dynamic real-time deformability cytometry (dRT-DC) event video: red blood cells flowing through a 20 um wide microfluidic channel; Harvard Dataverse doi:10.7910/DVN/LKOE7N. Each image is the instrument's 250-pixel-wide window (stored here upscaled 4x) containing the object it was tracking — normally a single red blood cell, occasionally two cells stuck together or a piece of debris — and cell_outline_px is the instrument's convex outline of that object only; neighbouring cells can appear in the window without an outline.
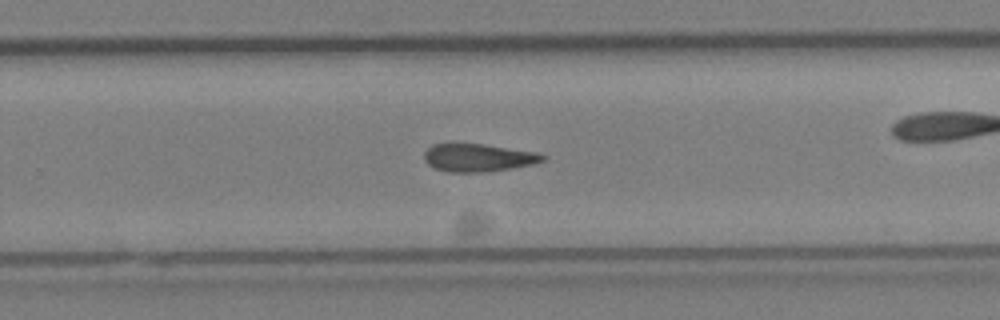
{"species": "Egyptian fruit bat (a non-hibernating species)", "species_latin": "Rousettus aegyptiacus", "temperature_condition": "cold", "stored_images_in_passage": 31, "camera_frame_rate_fps": 3000, "um_per_image_px": 0.085, "animal": {"sex": "female"}, "frame": {"image": 1, "passage_image": 18, "time_ms": 5.667, "image_size_px": [1000, 320], "cell_outline_px": [[548, 156], [544, 160], [532, 164], [484, 172], [448, 172], [436, 168], [428, 164], [424, 160], [424, 152], [432, 144], [484, 144], [536, 152]], "centroid_in_image_um": [40.63, 13.4], "position_along_channel_um": 289.2, "area_um2": 19.02}}
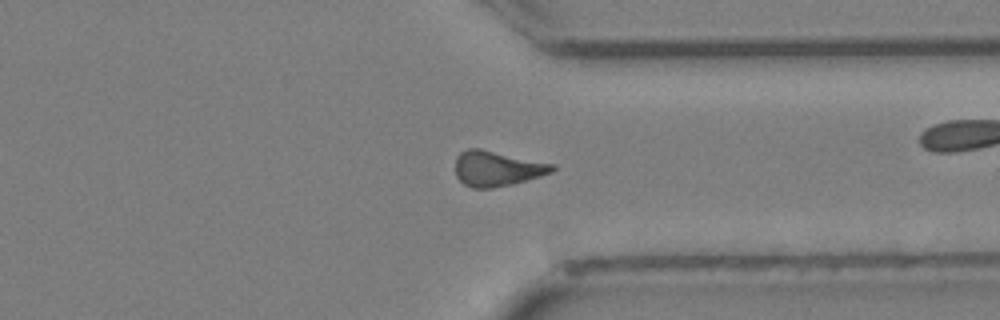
{"frame": {"image": 2, "passage_image": 22, "time_ms": 7.0, "image_size_px": [1000, 320], "cell_outline_px": [[556, 168], [552, 172], [540, 176], [512, 184], [492, 188], [472, 188], [464, 184], [456, 176], [456, 156], [460, 152], [468, 148], [480, 148], [556, 164]], "centroid_in_image_um": [42.25, 14.31], "position_along_channel_um": 369.1, "area_um2": 20.0}}
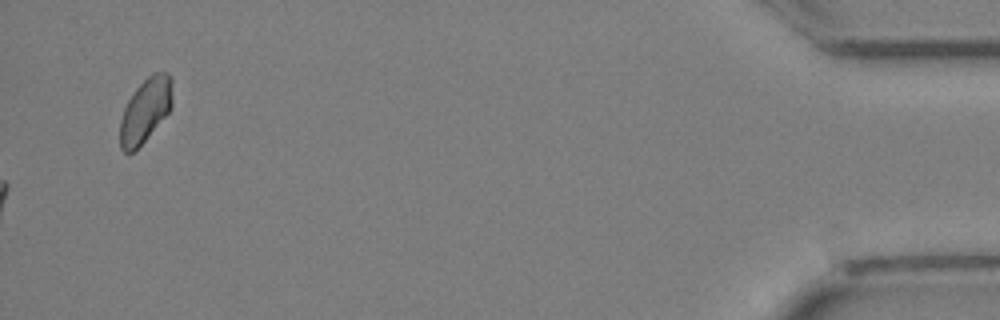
{"frame": {"image": 3, "passage_image": 31, "time_ms": 10.0, "image_size_px": [1000, 320], "cell_outline_px": [[172, 108], [144, 140], [132, 152], [124, 152], [120, 148], [120, 120], [124, 108], [128, 100], [136, 88], [152, 72], [168, 72], [172, 76]], "centroid_in_image_um": [12.37, 9.33], "position_along_channel_um": 422.8, "area_um2": 19.42}}